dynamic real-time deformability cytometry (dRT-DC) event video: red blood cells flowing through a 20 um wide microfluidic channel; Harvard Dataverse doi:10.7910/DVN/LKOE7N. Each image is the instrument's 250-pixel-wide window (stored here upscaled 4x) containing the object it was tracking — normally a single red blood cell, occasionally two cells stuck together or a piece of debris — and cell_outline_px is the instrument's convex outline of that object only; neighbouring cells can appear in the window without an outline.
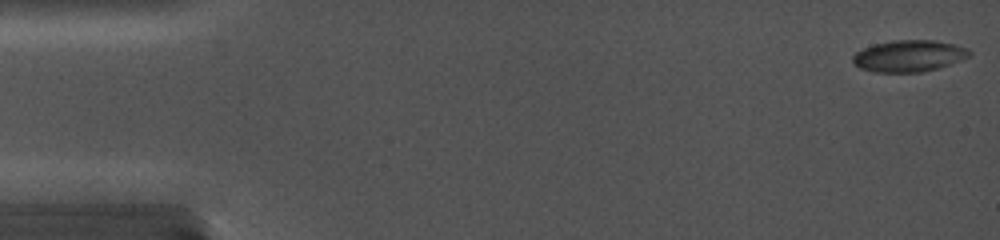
{"species": "common noctule bat (a hibernating species)", "species_latin": "Nyctalus noctula", "temperature_condition": "cold", "stored_images_in_passage": 2, "camera_frame_rate_fps": 5000, "um_per_image_px": 0.085, "animal": {"sex": "female", "body_mass_g": 19.0, "forearm_length_mm": 56.7}, "frame": {"image": 1, "passage_image": 1, "time_ms": 0.0, "image_size_px": [1000, 240], "cell_outline_px": [[976, 52], [972, 56], [964, 60], [940, 68], [920, 72], [872, 72], [856, 68], [852, 64], [852, 56], [856, 52], [868, 48], [884, 44], [952, 44], [968, 48]], "centroid_in_image_um": [77.3, 4.88], "position_along_channel_um": 7.7, "area_um2": 20.06}}